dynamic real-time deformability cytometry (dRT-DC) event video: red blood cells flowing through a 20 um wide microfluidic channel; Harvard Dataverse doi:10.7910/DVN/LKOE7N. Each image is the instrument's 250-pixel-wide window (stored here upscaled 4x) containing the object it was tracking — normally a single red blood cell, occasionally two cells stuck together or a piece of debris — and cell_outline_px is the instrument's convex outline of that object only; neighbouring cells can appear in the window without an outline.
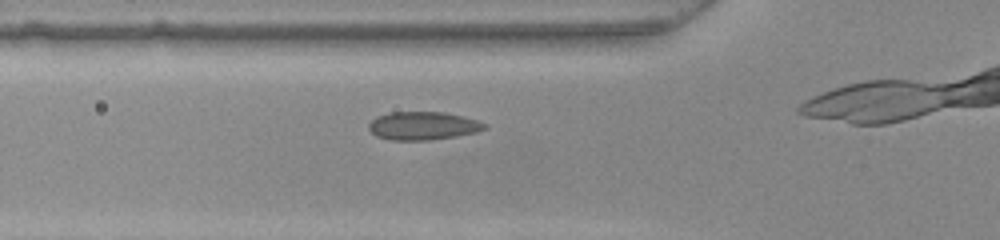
{"species": "common noctule bat (a hibernating species)", "species_latin": "Nyctalus noctula", "temperature_condition": "warm", "stored_images_in_passage": 29, "camera_frame_rate_fps": 3000, "um_per_image_px": 0.085, "animal": {"sex": "female", "body_mass_g": 22.0, "forearm_length_mm": 56.7}, "frame": {"image": 1, "passage_image": 6, "time_ms": 1.667, "image_size_px": [1000, 240], "cell_outline_px": [[488, 128], [476, 132], [456, 136], [428, 140], [392, 140], [376, 136], [368, 128], [368, 124], [376, 116], [392, 112], [444, 112], [464, 116], [488, 124]], "centroid_in_image_um": [35.97, 10.69], "position_along_channel_um": 89.8, "area_um2": 19.07}}
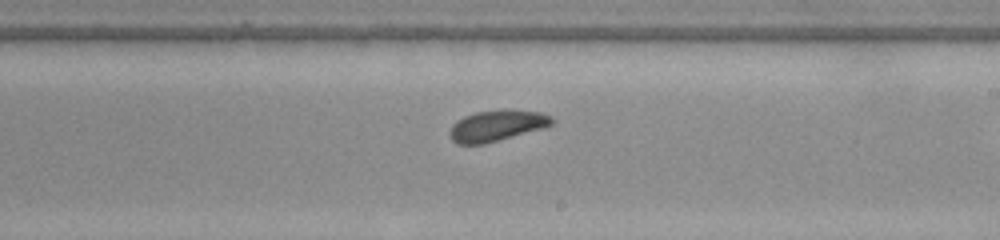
{"frame": {"image": 2, "passage_image": 18, "time_ms": 5.667, "image_size_px": [1000, 240], "cell_outline_px": [[556, 120], [552, 124], [544, 128], [484, 144], [456, 144], [452, 140], [448, 132], [452, 124], [456, 120], [464, 116], [476, 112], [544, 112], [552, 116]], "centroid_in_image_um": [42.2, 10.72], "position_along_channel_um": 246.8, "area_um2": 17.98}}
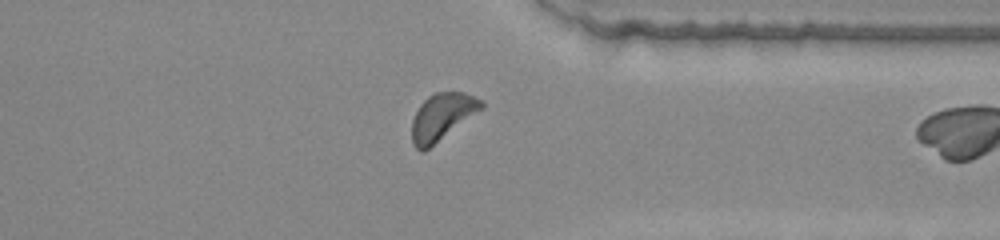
{"frame": {"image": 3, "passage_image": 28, "time_ms": 9.0, "image_size_px": [1000, 240], "cell_outline_px": [[484, 108], [424, 152], [420, 152], [412, 144], [412, 120], [420, 104], [428, 96], [436, 92], [464, 92], [484, 100]], "centroid_in_image_um": [37.59, 9.93], "position_along_channel_um": 373.8, "area_um2": 19.13}}